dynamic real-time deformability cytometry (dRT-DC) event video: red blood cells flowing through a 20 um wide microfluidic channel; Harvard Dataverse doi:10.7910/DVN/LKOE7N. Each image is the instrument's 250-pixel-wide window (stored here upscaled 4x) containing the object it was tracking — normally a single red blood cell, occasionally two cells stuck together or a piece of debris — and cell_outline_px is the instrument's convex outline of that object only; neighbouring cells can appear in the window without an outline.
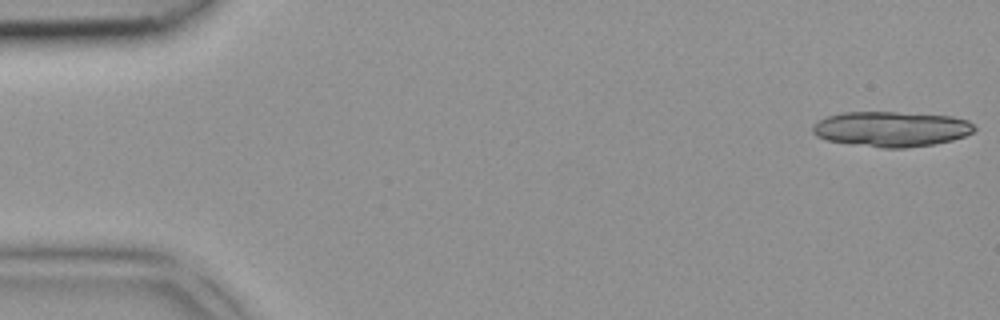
{"species": "common noctule bat (a hibernating species)", "species_latin": "Nyctalus noctula", "temperature_condition": "room temperature", "stored_images_in_passage": 4, "camera_frame_rate_fps": 3000, "um_per_image_px": 0.085, "animal": {"sex": "female", "body_mass_g": 18.4}, "frame": {"image": 1, "passage_image": 1, "time_ms": 0.0, "image_size_px": [1000, 320], "cell_outline_px": [[976, 128], [972, 132], [964, 136], [952, 140], [932, 144], [904, 148], [880, 148], [848, 144], [828, 140], [816, 136], [812, 132], [812, 124], [824, 116], [844, 112], [896, 112], [952, 116], [968, 120]], "centroid_in_image_um": [75.71, 10.96], "position_along_channel_um": 9.3, "area_um2": 33.41}}